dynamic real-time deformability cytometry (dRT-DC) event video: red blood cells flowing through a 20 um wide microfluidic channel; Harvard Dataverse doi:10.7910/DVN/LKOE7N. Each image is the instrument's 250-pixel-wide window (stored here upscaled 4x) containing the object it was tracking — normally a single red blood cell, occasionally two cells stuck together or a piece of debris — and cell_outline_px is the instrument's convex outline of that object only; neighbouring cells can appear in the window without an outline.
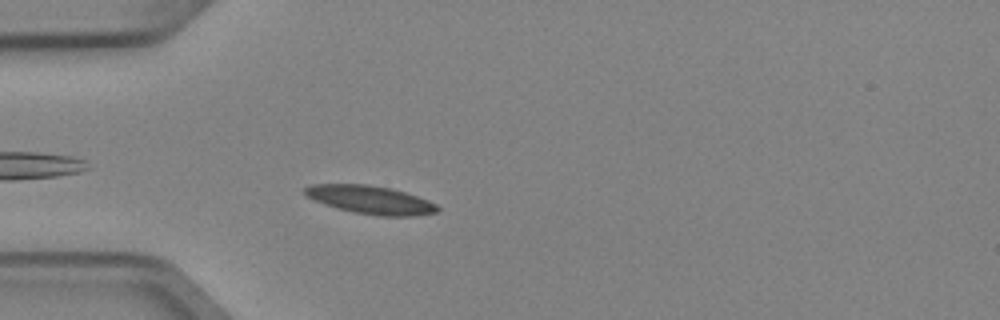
{"species": "Egyptian fruit bat (a non-hibernating species)", "species_latin": "Rousettus aegyptiacus", "temperature_condition": "cold", "stored_images_in_passage": 1, "camera_frame_rate_fps": 3000, "um_per_image_px": 0.085, "animal": {"sex": "female"}, "frame": {"image": 1, "passage_image": 1, "time_ms": 0.0, "image_size_px": [1000, 320], "cell_outline_px": [[440, 208], [436, 212], [416, 216], [380, 216], [352, 212], [336, 208], [324, 204], [308, 196], [304, 192], [304, 188], [312, 184], [368, 184], [392, 188], [428, 200], [436, 204]], "centroid_in_image_um": [31.5, 16.98], "position_along_channel_um": 53.5, "area_um2": 21.79}}